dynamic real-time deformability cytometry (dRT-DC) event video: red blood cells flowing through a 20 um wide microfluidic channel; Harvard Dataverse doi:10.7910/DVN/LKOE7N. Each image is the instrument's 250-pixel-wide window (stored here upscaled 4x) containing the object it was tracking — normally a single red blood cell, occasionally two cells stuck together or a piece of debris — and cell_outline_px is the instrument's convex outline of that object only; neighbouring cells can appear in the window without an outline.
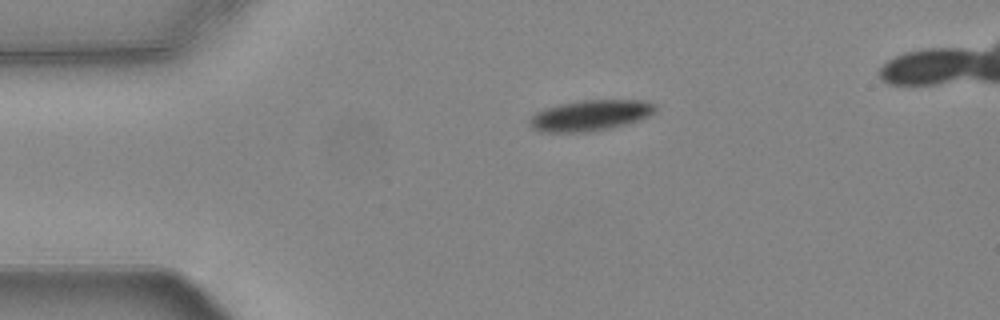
{"species": "common noctule bat (a hibernating species)", "species_latin": "Nyctalus noctula", "temperature_condition": "warm", "stored_images_in_passage": 38, "camera_frame_rate_fps": 3000, "um_per_image_px": 0.085, "animal": {"sex": "female", "body_mass_g": 24.6, "forearm_length_mm": 56.2}, "frame": {"image": 1, "passage_image": 1, "time_ms": 0.0, "image_size_px": [1000, 320], "cell_outline_px": [[656, 108], [648, 116], [624, 124], [608, 128], [588, 132], [540, 132], [532, 128], [528, 124], [528, 120], [536, 112], [544, 108], [560, 104], [580, 100], [644, 100], [656, 104]], "centroid_in_image_um": [50.11, 9.8], "position_along_channel_um": 34.9, "area_um2": 22.43}}
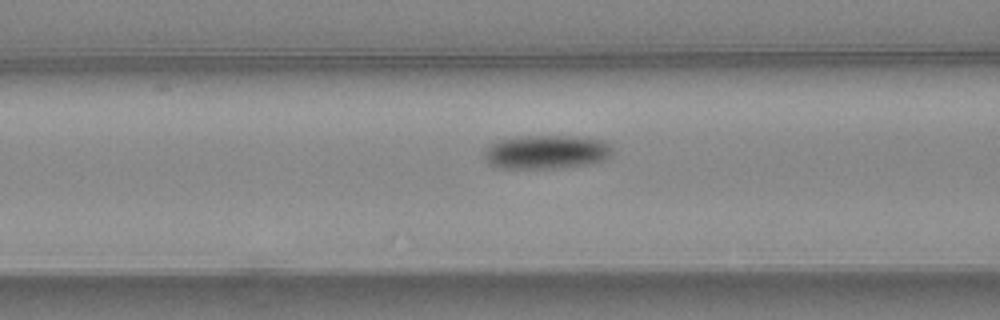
{"frame": {"image": 2, "passage_image": 11, "time_ms": 3.333, "image_size_px": [1000, 320], "cell_outline_px": [[612, 156], [604, 160], [588, 164], [552, 168], [496, 168], [488, 164], [484, 160], [484, 152], [488, 144], [496, 140], [516, 136], [572, 136], [604, 140], [612, 148]], "centroid_in_image_um": [46.38, 12.91], "position_along_channel_um": 120.2, "area_um2": 25.61}}
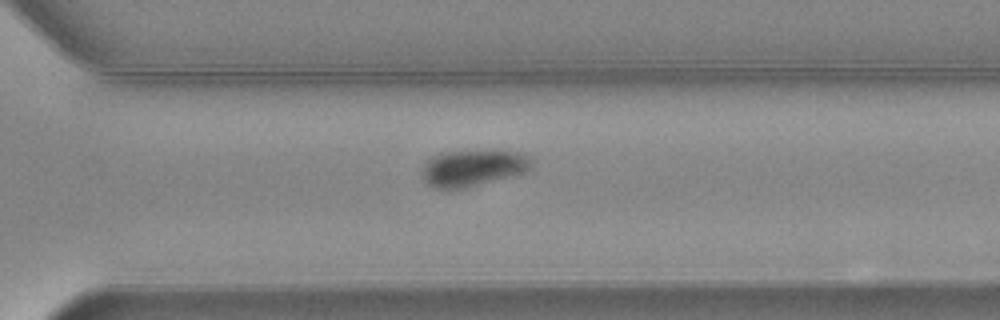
{"frame": {"image": 3, "passage_image": 28, "time_ms": 9.0, "image_size_px": [1000, 320], "cell_outline_px": [[532, 168], [524, 172], [468, 188], [448, 192], [432, 188], [424, 180], [420, 172], [424, 164], [432, 156], [444, 152], [520, 152], [528, 156], [532, 160]], "centroid_in_image_um": [40.12, 14.34], "position_along_channel_um": 330.5, "area_um2": 23.41}, "authors_computed_cell_mechanics": {"area_um2": 24.4783, "velocity_mm_per_s": 3.7141, "shape_relaxation_time_tau1_ms": 2.8562, "shape_relaxation_time_tau2_ms": null, "deformation_change_tau1": 0.1309, "deformation_change_tau2": null}}